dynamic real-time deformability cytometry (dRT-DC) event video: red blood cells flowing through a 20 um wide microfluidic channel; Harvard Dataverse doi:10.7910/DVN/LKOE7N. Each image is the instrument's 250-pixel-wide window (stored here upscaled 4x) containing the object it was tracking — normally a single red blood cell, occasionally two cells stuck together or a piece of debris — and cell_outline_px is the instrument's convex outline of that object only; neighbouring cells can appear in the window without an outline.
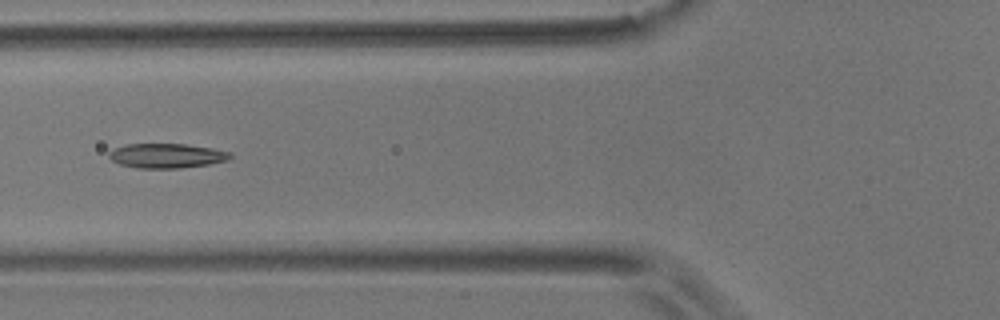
{"species": "common noctule bat (a hibernating species)", "species_latin": "Nyctalus noctula", "temperature_condition": "room temperature", "stored_images_in_passage": 7, "camera_frame_rate_fps": 3000, "um_per_image_px": 0.085, "animal": {"sex": "male", "body_mass_g": 17.9}, "frame": {"image": 1, "passage_image": 5, "time_ms": 4.333, "image_size_px": [1000, 320], "cell_outline_px": [[232, 156], [228, 160], [208, 164], [180, 168], [136, 168], [120, 164], [112, 160], [108, 156], [108, 152], [124, 144], [184, 144], [212, 148], [232, 152]], "centroid_in_image_um": [14.17, 13.23], "position_along_channel_um": 111.6, "area_um2": 17.34}}
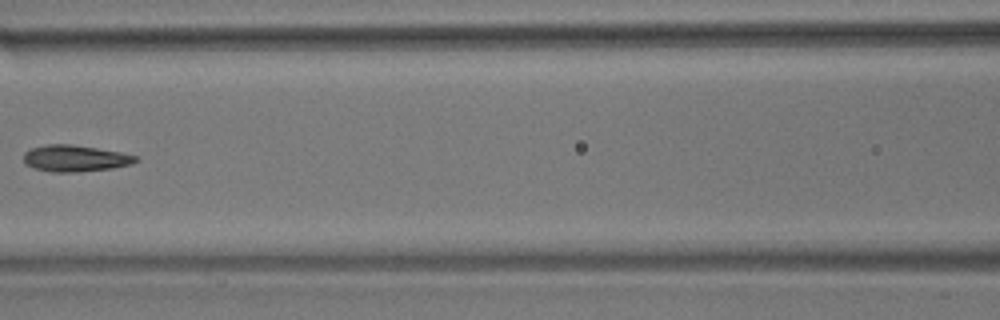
{"frame": {"image": 2, "passage_image": 6, "time_ms": 5.667, "image_size_px": [1000, 320], "cell_outline_px": [[140, 160], [132, 164], [112, 168], [76, 172], [52, 172], [32, 168], [24, 164], [24, 152], [32, 148], [48, 144], [72, 144], [120, 152], [140, 156]], "centroid_in_image_um": [6.4, 13.46], "position_along_channel_um": 160.2, "area_um2": 17.46}}
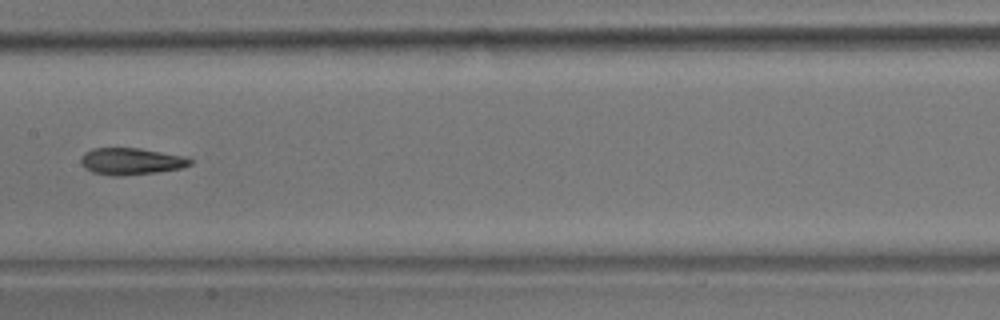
{"frame": {"image": 3, "passage_image": 7, "time_ms": 6.667, "image_size_px": [1000, 320], "cell_outline_px": [[192, 164], [180, 168], [156, 172], [120, 176], [112, 176], [92, 172], [84, 168], [80, 164], [80, 160], [84, 152], [92, 148], [140, 148], [184, 156], [192, 160]], "centroid_in_image_um": [11.09, 13.71], "position_along_channel_um": 196.3, "area_um2": 17.11}}